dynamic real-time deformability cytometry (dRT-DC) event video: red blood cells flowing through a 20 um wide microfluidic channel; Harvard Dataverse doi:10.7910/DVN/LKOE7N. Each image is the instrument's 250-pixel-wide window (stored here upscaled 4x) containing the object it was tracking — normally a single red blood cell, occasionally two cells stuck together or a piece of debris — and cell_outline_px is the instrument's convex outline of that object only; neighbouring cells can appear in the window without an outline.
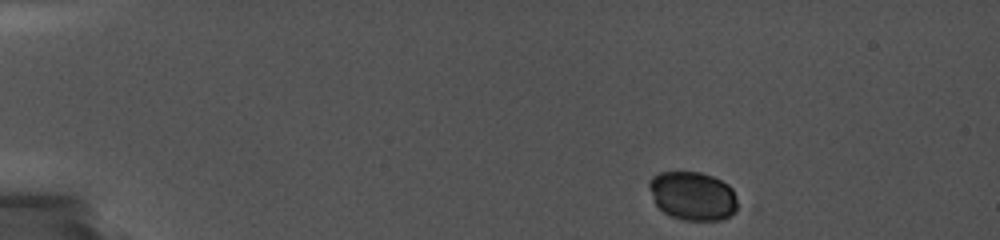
{"species": "common noctule bat (a hibernating species)", "species_latin": "Nyctalus noctula", "temperature_condition": "cold", "stored_images_in_passage": 25, "camera_frame_rate_fps": 5000, "um_per_image_px": 0.085, "animal": {"sex": "female", "body_mass_g": 19.0, "forearm_length_mm": 56.7}, "frame": {"image": 1, "passage_image": 1, "time_ms": 0.0, "image_size_px": [1000, 240], "cell_outline_px": [[744, 208], [720, 220], [684, 220], [672, 216], [664, 212], [656, 204], [648, 188], [648, 184], [652, 176], [660, 172], [700, 172], [712, 176], [728, 184], [732, 188]], "centroid_in_image_um": [58.96, 16.66], "position_along_channel_um": 26.0, "area_um2": 25.55}}
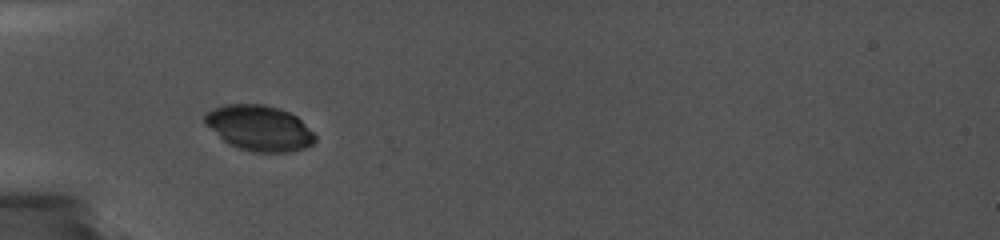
{"frame": {"image": 2, "passage_image": 5, "time_ms": 3.6, "image_size_px": [1000, 240], "cell_outline_px": [[316, 140], [312, 144], [304, 148], [292, 152], [252, 152], [240, 148], [224, 140], [204, 124], [204, 116], [208, 112], [224, 104], [264, 104], [280, 108], [296, 116], [316, 136]], "centroid_in_image_um": [22.05, 10.88], "position_along_channel_um": 62.9, "area_um2": 28.96}}